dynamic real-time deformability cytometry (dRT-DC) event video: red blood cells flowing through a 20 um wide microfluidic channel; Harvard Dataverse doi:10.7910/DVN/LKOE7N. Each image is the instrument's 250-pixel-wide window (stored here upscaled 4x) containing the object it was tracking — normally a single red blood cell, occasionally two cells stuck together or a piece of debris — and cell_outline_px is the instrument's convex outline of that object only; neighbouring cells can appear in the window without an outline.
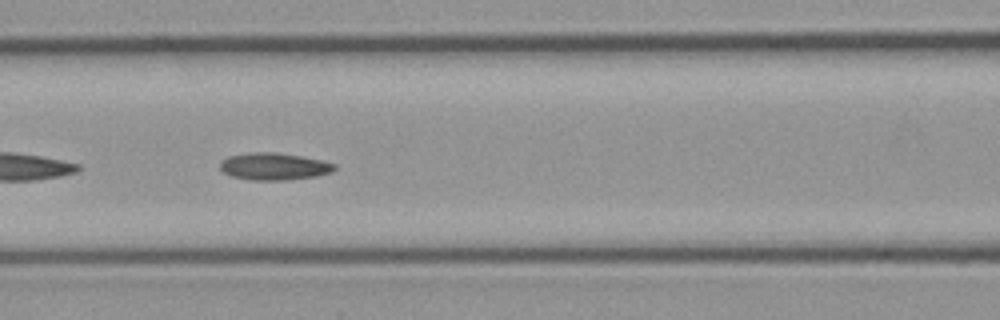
{"species": "common noctule bat (a hibernating species)", "species_latin": "Nyctalus noctula", "temperature_condition": "cold", "stored_images_in_passage": 53, "camera_frame_rate_fps": 3000, "um_per_image_px": 0.085, "animal": {"sex": "male", "body_mass_g": 23.1, "forearm_length_mm": 52.7}, "frame": {"image": 1, "passage_image": 22, "time_ms": 7.0, "image_size_px": [1000, 320], "cell_outline_px": [[336, 168], [332, 172], [316, 176], [288, 180], [252, 180], [232, 176], [224, 172], [220, 168], [220, 160], [228, 156], [252, 152], [276, 152], [300, 156], [320, 160], [336, 164]], "centroid_in_image_um": [23.28, 14.14], "position_along_channel_um": 143.3, "area_um2": 18.09}}
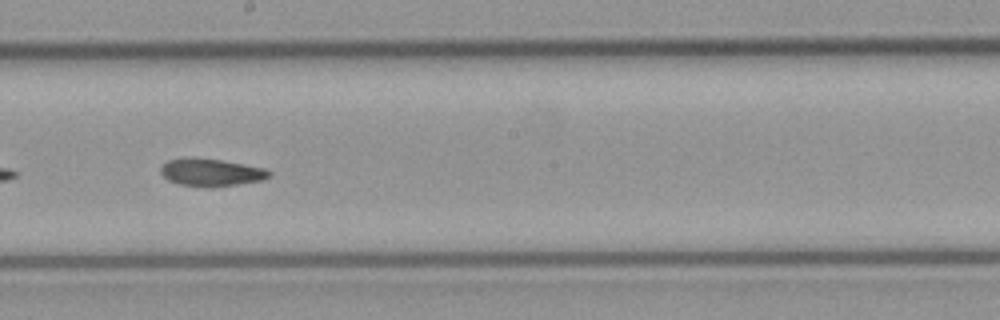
{"frame": {"image": 2, "passage_image": 29, "time_ms": 9.333, "image_size_px": [1000, 320], "cell_outline_px": [[272, 176], [260, 180], [212, 188], [208, 188], [180, 184], [168, 180], [160, 172], [160, 168], [168, 160], [184, 156], [196, 156], [244, 164], [264, 168], [272, 172]], "centroid_in_image_um": [17.91, 14.63], "position_along_channel_um": 230.3, "area_um2": 17.69}}
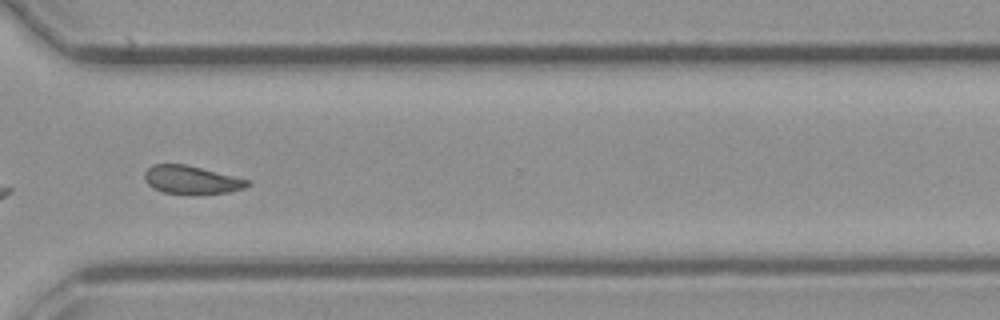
{"frame": {"image": 3, "passage_image": 39, "time_ms": 12.667, "image_size_px": [1000, 320], "cell_outline_px": [[252, 184], [244, 188], [228, 192], [164, 192], [152, 188], [144, 180], [144, 172], [152, 164], [184, 164], [248, 180]], "centroid_in_image_um": [16.21, 15.26], "position_along_channel_um": 354.4, "area_um2": 16.18}, "authors_computed_cell_mechanics": {"area_um2": 17.629, "velocity_mm_per_s": 3.7328, "shape_relaxation_time_tau1_ms": 9.1083, "shape_relaxation_time_tau2_ms": 5.3914, "deformation_change_tau1": 0.161, "deformation_change_tau2": 0.106}}